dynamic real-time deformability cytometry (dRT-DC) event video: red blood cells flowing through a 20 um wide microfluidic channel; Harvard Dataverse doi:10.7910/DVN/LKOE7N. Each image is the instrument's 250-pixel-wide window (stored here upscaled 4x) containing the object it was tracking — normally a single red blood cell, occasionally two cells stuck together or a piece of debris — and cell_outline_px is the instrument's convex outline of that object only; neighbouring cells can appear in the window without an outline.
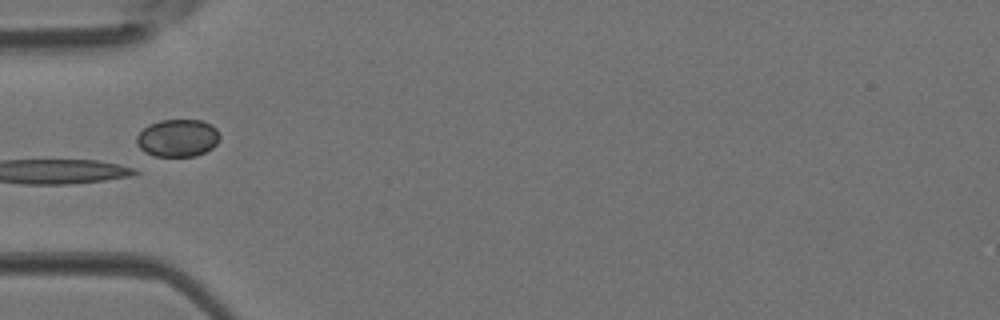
{"species": "Egyptian fruit bat (a non-hibernating species)", "species_latin": "Rousettus aegyptiacus", "temperature_condition": "room temperature", "stored_images_in_passage": 5, "camera_frame_rate_fps": 3000, "um_per_image_px": 0.085, "animal": {"sex": "female"}, "frame": {"image": 1, "passage_image": 4, "time_ms": 1.0, "image_size_px": [1000, 320], "cell_outline_px": [[220, 140], [212, 148], [196, 156], [156, 156], [144, 152], [136, 144], [136, 136], [148, 124], [160, 120], [204, 120], [212, 124], [216, 128], [220, 136]], "centroid_in_image_um": [15.11, 11.72], "position_along_channel_um": 69.9, "area_um2": 18.38}}
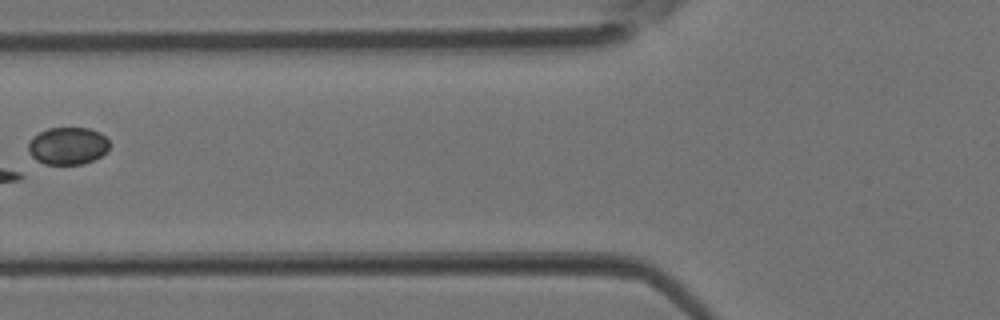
{"frame": {"image": 2, "passage_image": 5, "time_ms": 1.333, "image_size_px": [1000, 320], "cell_outline_px": [[108, 148], [100, 156], [84, 164], [44, 164], [36, 160], [28, 152], [28, 144], [32, 136], [48, 128], [88, 128], [100, 132], [108, 140]], "centroid_in_image_um": [5.72, 12.39], "position_along_channel_um": 120.1, "area_um2": 17.63}}